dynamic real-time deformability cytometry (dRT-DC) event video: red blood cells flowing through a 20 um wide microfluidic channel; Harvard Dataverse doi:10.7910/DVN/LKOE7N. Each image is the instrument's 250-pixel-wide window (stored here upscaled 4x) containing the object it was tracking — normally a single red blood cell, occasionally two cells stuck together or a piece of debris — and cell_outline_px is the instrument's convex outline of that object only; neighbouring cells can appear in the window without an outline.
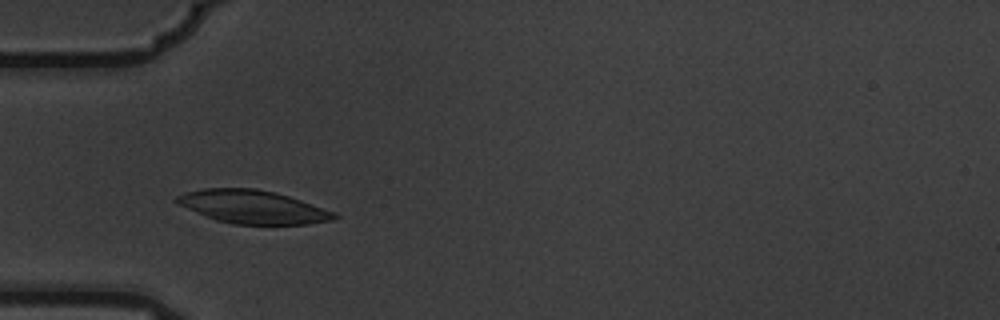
{"species": "common noctule bat (a hibernating species)", "species_latin": "Nyctalus noctula", "temperature_condition": "warm", "stored_images_in_passage": 6, "camera_frame_rate_fps": 3000, "um_per_image_px": 0.085, "animal": {"sex": "male", "body_mass_g": 19.5, "forearm_length_mm": 54.6}, "frame": {"image": 1, "passage_image": 4, "time_ms": 1.0, "image_size_px": [1000, 320], "cell_outline_px": [[340, 216], [332, 220], [308, 224], [232, 224], [216, 220], [176, 204], [172, 200], [176, 196], [188, 192], [204, 188], [256, 188], [288, 196], [336, 212]], "centroid_in_image_um": [21.47, 17.59], "position_along_channel_um": 63.5, "area_um2": 30.4}}
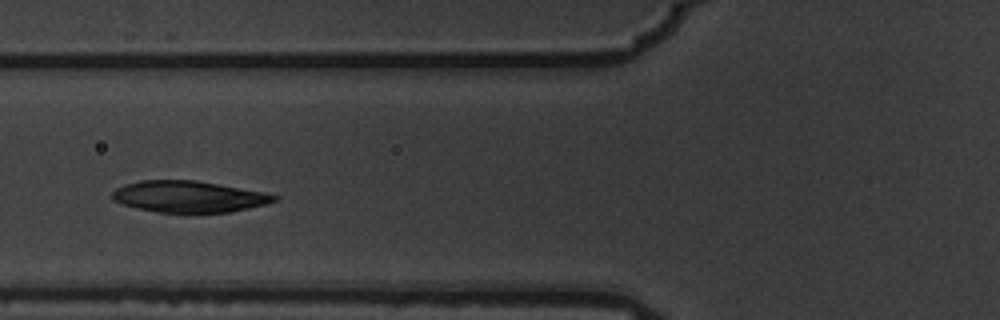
{"frame": {"image": 2, "passage_image": 5, "time_ms": 1.333, "image_size_px": [1000, 320], "cell_outline_px": [[280, 196], [276, 200], [268, 204], [232, 212], [156, 212], [120, 204], [112, 200], [112, 192], [116, 188], [124, 184], [140, 180], [196, 180], [264, 192]], "centroid_in_image_um": [16.04, 16.71], "position_along_channel_um": 109.8, "area_um2": 29.77}}
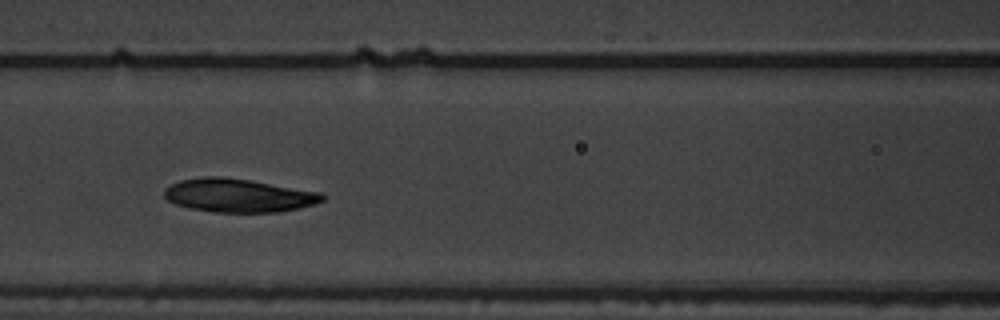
{"frame": {"image": 3, "passage_image": 6, "time_ms": 1.667, "image_size_px": [1000, 320], "cell_outline_px": [[324, 200], [316, 204], [280, 212], [212, 212], [188, 208], [176, 204], [168, 200], [164, 196], [164, 188], [180, 180], [204, 176], [220, 176], [248, 180], [324, 192]], "centroid_in_image_um": [20.28, 16.61], "position_along_channel_um": 146.3, "area_um2": 30.98}}